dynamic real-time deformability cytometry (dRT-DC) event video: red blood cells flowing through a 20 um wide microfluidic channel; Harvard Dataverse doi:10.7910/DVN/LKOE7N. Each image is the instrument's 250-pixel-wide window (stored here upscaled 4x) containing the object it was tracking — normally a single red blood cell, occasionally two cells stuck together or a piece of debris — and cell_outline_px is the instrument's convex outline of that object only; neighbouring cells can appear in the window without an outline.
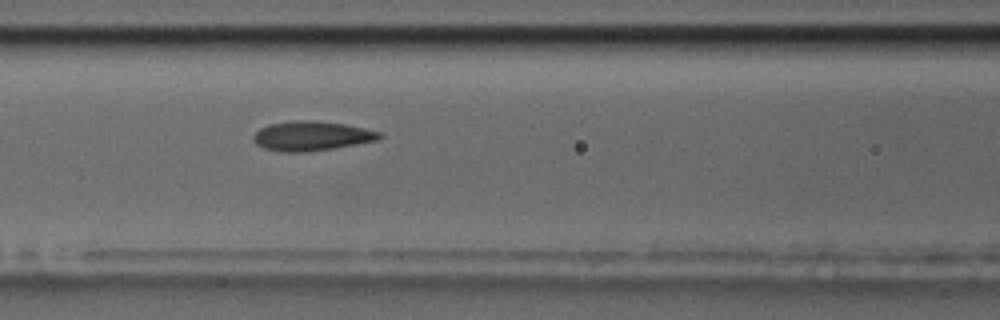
{"species": "common noctule bat (a hibernating species)", "species_latin": "Nyctalus noctula", "temperature_condition": "room temperature", "stored_images_in_passage": 4, "camera_frame_rate_fps": 3000, "um_per_image_px": 0.085, "animal": {"sex": "male", "body_mass_g": 17.5, "forearm_length_mm": 52.3}, "frame": {"image": 1, "passage_image": 3, "time_ms": 0.667, "image_size_px": [1000, 320], "cell_outline_px": [[384, 136], [380, 140], [332, 148], [304, 152], [284, 152], [264, 148], [256, 144], [252, 140], [252, 136], [260, 128], [268, 124], [292, 120], [316, 120], [344, 124], [384, 132]], "centroid_in_image_um": [26.5, 11.54], "position_along_channel_um": 140.1, "area_um2": 21.91}}